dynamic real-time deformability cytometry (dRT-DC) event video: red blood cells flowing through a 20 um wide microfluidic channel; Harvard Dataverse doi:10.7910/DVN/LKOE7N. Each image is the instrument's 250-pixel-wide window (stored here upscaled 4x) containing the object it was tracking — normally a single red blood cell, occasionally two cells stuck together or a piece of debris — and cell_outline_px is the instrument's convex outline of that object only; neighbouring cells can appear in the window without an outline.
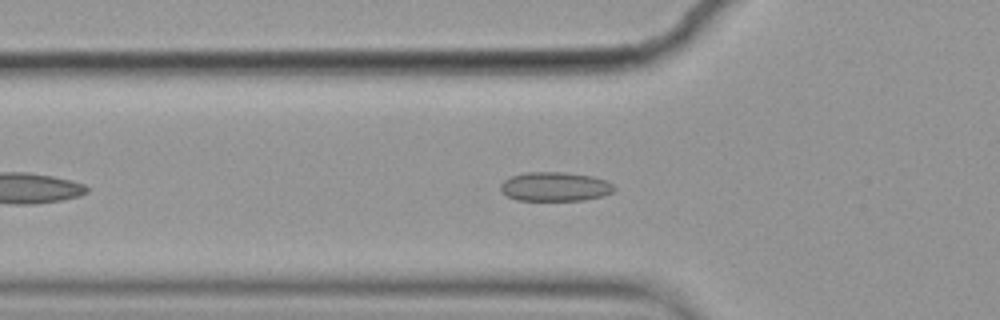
{"species": "common noctule bat (a hibernating species)", "species_latin": "Nyctalus noctula", "temperature_condition": "cold", "stored_images_in_passage": 40, "camera_frame_rate_fps": 3000, "um_per_image_px": 0.085, "animal": {"sex": "female", "body_mass_g": 19.9}, "frame": {"image": 1, "passage_image": 10, "time_ms": 3.0, "image_size_px": [1000, 320], "cell_outline_px": [[616, 188], [612, 192], [604, 196], [584, 200], [516, 200], [500, 192], [500, 184], [504, 180], [512, 176], [528, 172], [564, 172], [592, 176], [604, 180], [612, 184]], "centroid_in_image_um": [47.16, 15.87], "position_along_channel_um": 78.6, "area_um2": 19.31}}
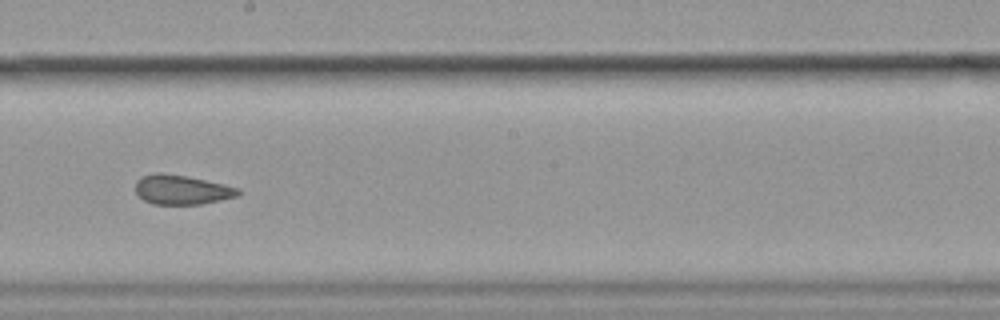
{"frame": {"image": 2, "passage_image": 23, "time_ms": 7.333, "image_size_px": [1000, 320], "cell_outline_px": [[240, 192], [236, 196], [220, 200], [200, 204], [152, 204], [144, 200], [136, 192], [136, 180], [140, 176], [156, 172], [160, 172], [184, 176], [204, 180], [240, 188]], "centroid_in_image_um": [15.4, 16.12], "position_along_channel_um": 232.8, "area_um2": 17.46}}
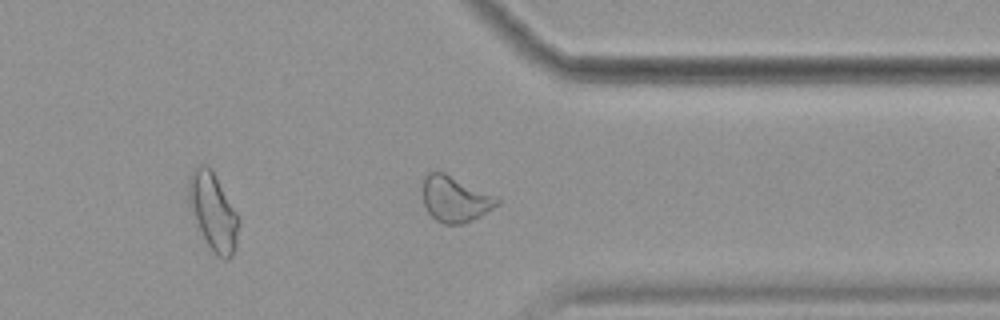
{"frame": {"image": 3, "passage_image": 35, "time_ms": 11.333, "image_size_px": [1000, 320], "cell_outline_px": [[500, 204], [480, 216], [464, 224], [444, 224], [436, 220], [428, 212], [424, 204], [424, 176], [428, 172], [444, 172], [500, 200]], "centroid_in_image_um": [38.66, 16.95], "position_along_channel_um": 372.7, "area_um2": 19.31}, "authors_computed_cell_mechanics": {"area_um2": 18.6694, "velocity_mm_per_s": 3.5578, "shape_relaxation_time_tau1_ms": 6.2641, "shape_relaxation_time_tau2_ms": 1.9961, "deformation_change_tau1": 0.0779, "deformation_change_tau2": 0.0751}}